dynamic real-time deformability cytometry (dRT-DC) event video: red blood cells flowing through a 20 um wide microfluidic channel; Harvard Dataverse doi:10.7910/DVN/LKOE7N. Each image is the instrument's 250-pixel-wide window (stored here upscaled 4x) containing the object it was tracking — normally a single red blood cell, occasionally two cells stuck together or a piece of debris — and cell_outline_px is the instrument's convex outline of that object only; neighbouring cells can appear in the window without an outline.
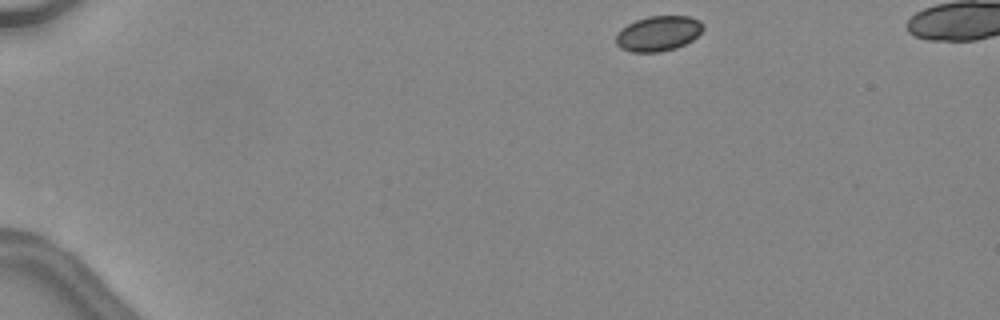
{"species": "common noctule bat (a hibernating species)", "species_latin": "Nyctalus noctula", "temperature_condition": "warm", "stored_images_in_passage": 9, "camera_frame_rate_fps": 3000, "um_per_image_px": 0.085, "animal": {"sex": "female", "body_mass_g": 24.6, "forearm_length_mm": 56.2}, "frame": {"image": 1, "passage_image": 1, "time_ms": 0.0, "image_size_px": [1000, 320], "cell_outline_px": [[704, 28], [692, 40], [676, 48], [660, 52], [632, 52], [620, 48], [616, 44], [616, 36], [620, 28], [636, 20], [648, 16], [688, 16], [700, 20], [704, 24]], "centroid_in_image_um": [55.95, 2.84], "position_along_channel_um": 29.1, "area_um2": 17.92}}